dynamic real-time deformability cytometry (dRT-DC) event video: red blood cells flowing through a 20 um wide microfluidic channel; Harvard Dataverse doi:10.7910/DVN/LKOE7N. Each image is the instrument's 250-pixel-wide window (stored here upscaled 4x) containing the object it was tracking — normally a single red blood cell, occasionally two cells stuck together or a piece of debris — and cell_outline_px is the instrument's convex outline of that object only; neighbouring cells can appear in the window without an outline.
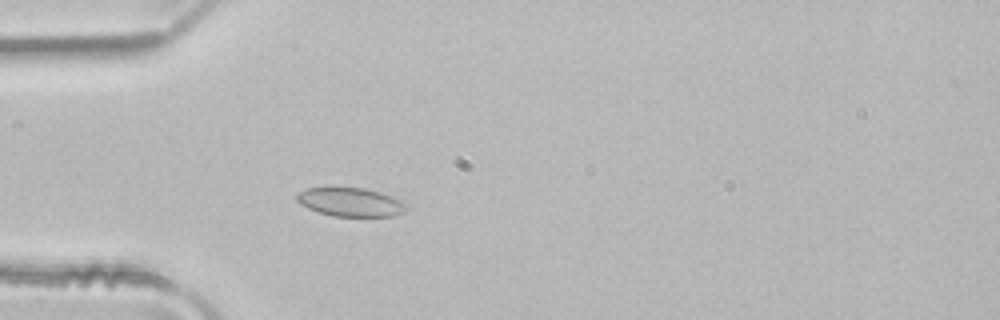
{"species": "common noctule bat (a hibernating species)", "species_latin": "Nyctalus noctula", "temperature_condition": "room temperature", "stored_images_in_passage": 1, "camera_frame_rate_fps": 3000, "um_per_image_px": 0.085, "animal": {"sex": "male", "body_mass_g": 21.5, "forearm_length_mm": 52.0}, "frame": {"image": 1, "passage_image": 1, "time_ms": 0.0, "image_size_px": [1000, 320], "cell_outline_px": [[408, 208], [404, 212], [392, 216], [332, 216], [308, 208], [300, 204], [296, 200], [296, 196], [300, 192], [308, 188], [328, 184], [336, 184], [364, 188], [380, 192], [400, 200], [408, 204]], "centroid_in_image_um": [29.75, 17.12], "position_along_channel_um": 55.2, "area_um2": 19.07}}